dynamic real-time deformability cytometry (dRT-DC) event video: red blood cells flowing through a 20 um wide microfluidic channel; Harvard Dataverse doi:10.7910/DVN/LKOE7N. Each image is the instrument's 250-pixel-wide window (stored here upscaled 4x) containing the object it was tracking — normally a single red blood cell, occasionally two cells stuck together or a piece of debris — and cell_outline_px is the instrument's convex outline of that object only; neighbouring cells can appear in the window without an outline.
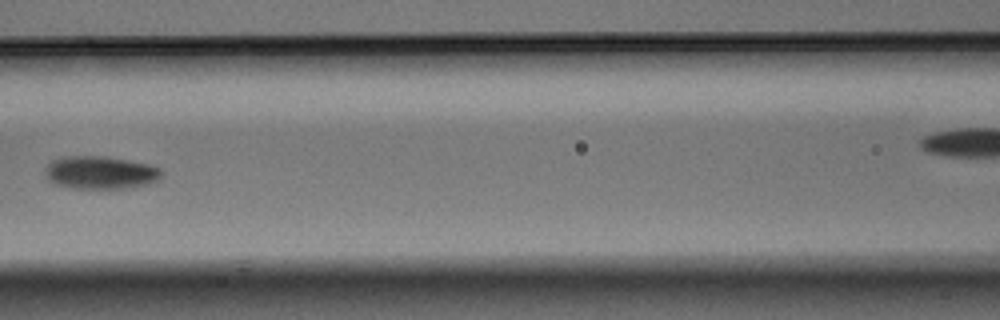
{"species": "Egyptian fruit bat (a non-hibernating species)", "species_latin": "Rousettus aegyptiacus", "temperature_condition": "warm", "stored_images_in_passage": 6, "segment_of_instrument_passage": [1, 2], "camera_frame_rate_fps": 3000, "um_per_image_px": 0.085, "animal": {"sex": "male"}, "frame": {"image": 1, "passage_image": 5, "time_ms": 1.333, "image_size_px": [1000, 320], "cell_outline_px": [[164, 172], [160, 180], [148, 184], [128, 188], [72, 188], [56, 184], [48, 180], [44, 172], [44, 168], [52, 160], [60, 156], [104, 156], [148, 164], [160, 168]], "centroid_in_image_um": [8.53, 14.66], "position_along_channel_um": 158.1, "area_um2": 22.54}}